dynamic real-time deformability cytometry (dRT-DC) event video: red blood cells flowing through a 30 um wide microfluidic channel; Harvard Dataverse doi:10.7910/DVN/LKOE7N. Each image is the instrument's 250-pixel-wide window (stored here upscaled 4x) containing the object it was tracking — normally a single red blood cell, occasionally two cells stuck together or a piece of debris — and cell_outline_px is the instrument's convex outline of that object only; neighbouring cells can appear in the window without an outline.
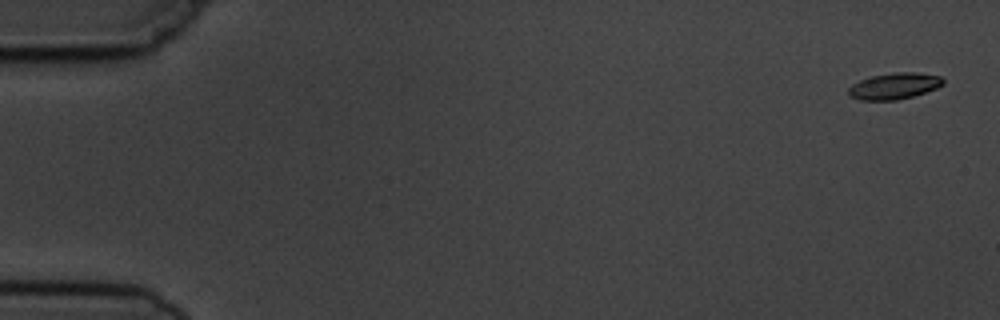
{"species": "common noctule bat (a hibernating species)", "species_latin": "Nyctalus noctula", "temperature_condition": "cold", "stored_images_in_passage": 9, "camera_frame_rate_fps": 3000, "um_per_image_px": 0.085, "animal": {"sex": "male", "body_mass_g": 19.5, "forearm_length_mm": 54.6}, "frame": {"image": 1, "passage_image": 1, "time_ms": 0.0, "image_size_px": [1000, 320], "cell_outline_px": [[944, 84], [936, 88], [912, 96], [896, 100], [860, 100], [848, 96], [848, 88], [852, 84], [860, 80], [872, 76], [892, 72], [916, 72], [940, 76], [944, 80]], "centroid_in_image_um": [75.99, 7.31], "position_along_channel_um": 9.0, "area_um2": 14.51}}
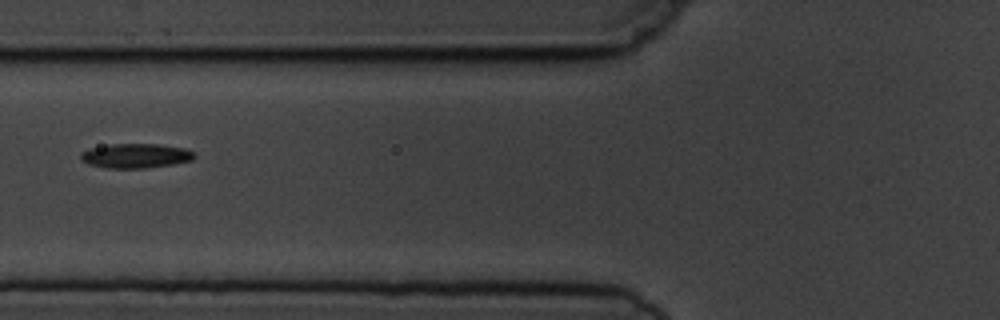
{"frame": {"image": 2, "passage_image": 6, "time_ms": 6.667, "image_size_px": [1000, 320], "cell_outline_px": [[196, 156], [192, 160], [172, 164], [144, 168], [108, 168], [88, 164], [80, 160], [80, 152], [88, 148], [112, 144], [156, 144], [188, 148]], "centroid_in_image_um": [11.5, 13.23], "position_along_channel_um": 114.3, "area_um2": 16.3}}
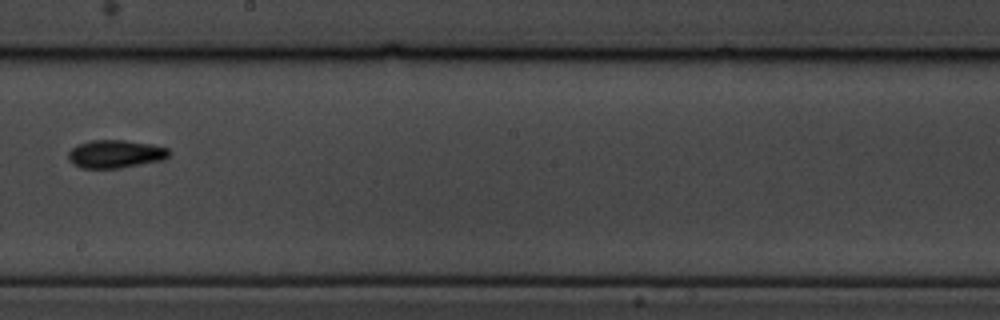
{"frame": {"image": 3, "passage_image": 9, "time_ms": 10.0, "image_size_px": [1000, 320], "cell_outline_px": [[172, 152], [164, 160], [120, 168], [80, 168], [72, 164], [68, 160], [68, 152], [76, 144], [92, 140], [124, 140], [152, 144], [168, 148]], "centroid_in_image_um": [9.81, 13.09], "position_along_channel_um": 238.4, "area_um2": 16.7}}